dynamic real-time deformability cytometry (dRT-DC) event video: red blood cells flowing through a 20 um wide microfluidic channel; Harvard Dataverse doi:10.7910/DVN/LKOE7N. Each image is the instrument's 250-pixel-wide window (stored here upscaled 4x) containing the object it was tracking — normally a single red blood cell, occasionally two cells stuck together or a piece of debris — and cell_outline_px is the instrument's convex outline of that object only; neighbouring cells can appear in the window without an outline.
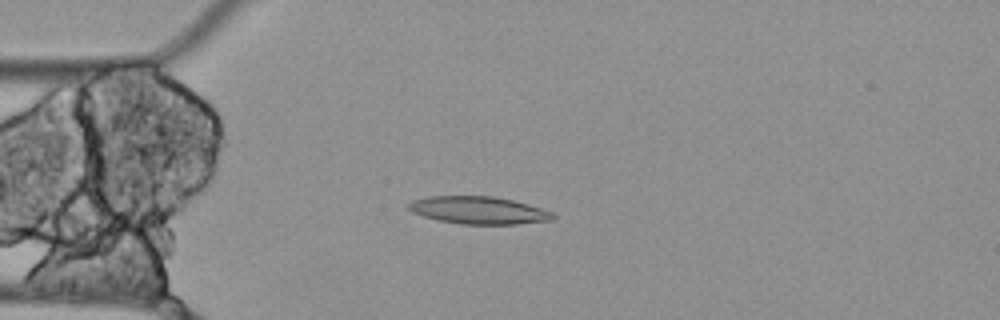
{"species": "Egyptian fruit bat (a non-hibernating species)", "species_latin": "Rousettus aegyptiacus", "temperature_condition": "cold", "stored_images_in_passage": 2, "camera_frame_rate_fps": 3000, "um_per_image_px": 0.085, "animal": {"sex": "female"}, "frame": {"image": 1, "passage_image": 2, "time_ms": 0.333, "image_size_px": [1000, 320], "cell_outline_px": [[556, 216], [552, 220], [516, 224], [460, 224], [440, 220], [424, 216], [412, 212], [408, 208], [408, 204], [412, 200], [428, 196], [492, 196], [512, 200], [528, 204], [552, 212]], "centroid_in_image_um": [40.68, 17.87], "position_along_channel_um": 44.3, "area_um2": 23.0}}